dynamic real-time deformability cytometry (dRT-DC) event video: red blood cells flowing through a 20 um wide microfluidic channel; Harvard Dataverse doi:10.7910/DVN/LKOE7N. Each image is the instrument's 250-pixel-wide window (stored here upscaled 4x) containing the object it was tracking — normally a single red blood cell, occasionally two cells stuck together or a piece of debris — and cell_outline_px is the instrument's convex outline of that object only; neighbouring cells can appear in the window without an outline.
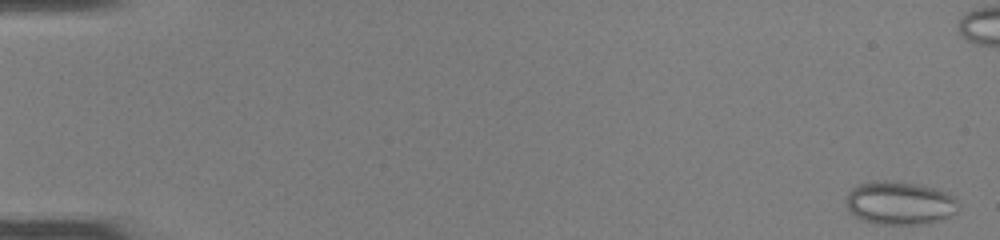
{"species": "common noctule bat (a hibernating species)", "species_latin": "Nyctalus noctula", "temperature_condition": "room temperature", "stored_images_in_passage": 45, "camera_frame_rate_fps": 3000, "um_per_image_px": 0.085, "animal": {"sex": "female", "body_mass_g": 22.0, "forearm_length_mm": 56.7}, "frame": {"image": 1, "passage_image": 1, "time_ms": 0.0, "image_size_px": [1000, 240], "cell_outline_px": [[960, 208], [956, 212], [940, 220], [928, 224], [876, 224], [860, 220], [848, 208], [844, 200], [848, 192], [852, 188], [860, 184], [876, 180], [888, 180], [920, 184], [936, 188], [952, 196], [960, 204]], "centroid_in_image_um": [76.47, 17.26], "position_along_channel_um": 8.5, "area_um2": 28.67}}
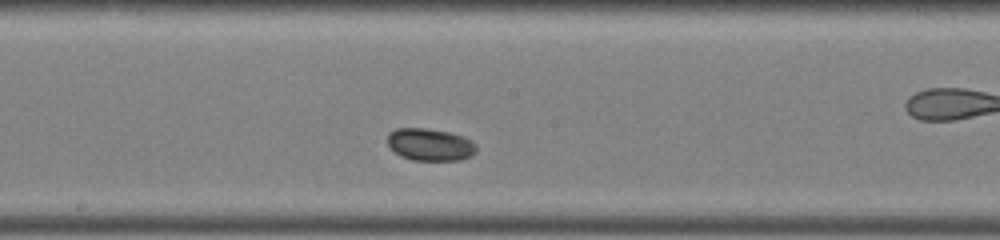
{"frame": {"image": 2, "passage_image": 28, "time_ms": 9.0, "image_size_px": [1000, 240], "cell_outline_px": [[476, 152], [472, 156], [460, 160], [412, 160], [400, 156], [388, 144], [388, 132], [396, 128], [428, 128], [448, 132], [464, 136], [472, 140], [476, 144]], "centroid_in_image_um": [36.58, 12.28], "position_along_channel_um": 211.6, "area_um2": 16.88}}
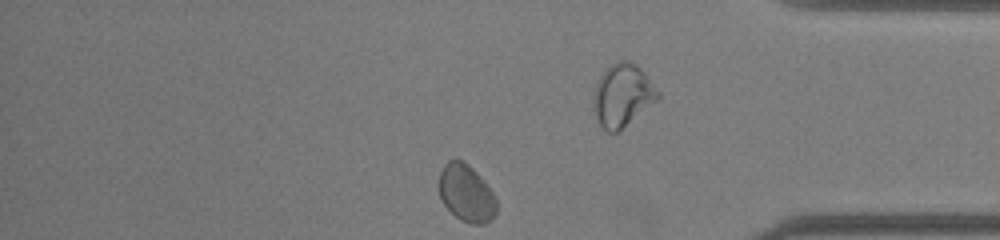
{"frame": {"image": 3, "passage_image": 44, "time_ms": 14.333, "image_size_px": [1000, 240], "cell_outline_px": [[496, 212], [492, 220], [484, 224], [472, 224], [460, 220], [444, 204], [440, 196], [440, 172], [444, 164], [448, 160], [460, 160], [468, 164], [480, 176], [496, 196]], "centroid_in_image_um": [39.66, 16.44], "position_along_channel_um": 395.5, "area_um2": 19.02}, "authors_computed_cell_mechanics": {"area_um2": 18.0336, "velocity_mm_per_s": 3.9154, "shape_relaxation_time_tau1_ms": 1.4209, "shape_relaxation_time_tau2_ms": null, "deformation_change_tau1": 0.0524, "deformation_change_tau2": null}}